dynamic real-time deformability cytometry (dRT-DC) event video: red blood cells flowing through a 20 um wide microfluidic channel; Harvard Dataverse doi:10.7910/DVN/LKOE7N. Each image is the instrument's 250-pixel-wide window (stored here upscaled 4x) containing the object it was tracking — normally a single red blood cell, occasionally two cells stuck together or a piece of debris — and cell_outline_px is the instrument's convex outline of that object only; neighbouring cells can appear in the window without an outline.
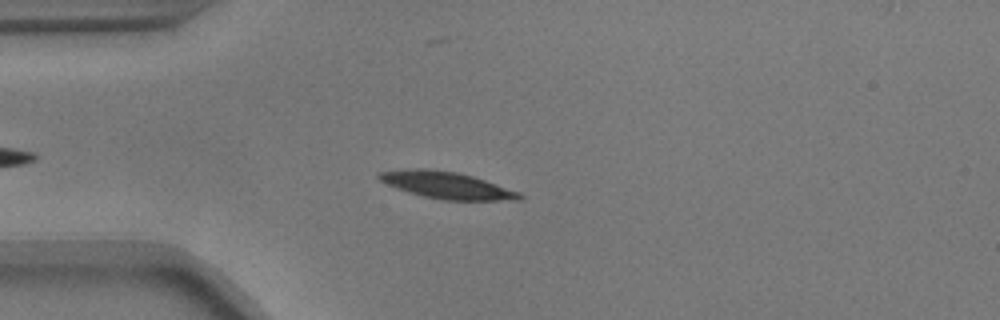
{"species": "common noctule bat (a hibernating species)", "species_latin": "Nyctalus noctula", "temperature_condition": "warm", "stored_images_in_passage": 37, "camera_frame_rate_fps": 3000, "um_per_image_px": 0.085, "animal": {"sex": "male", "body_mass_g": 17.9}, "frame": {"image": 1, "passage_image": 8, "time_ms": 2.333, "image_size_px": [1000, 320], "cell_outline_px": [[524, 196], [520, 200], [440, 200], [408, 192], [388, 184], [380, 180], [376, 176], [376, 172], [408, 168], [428, 168], [456, 172], [472, 176], [520, 192]], "centroid_in_image_um": [37.94, 15.73], "position_along_channel_um": 47.1, "area_um2": 21.96}}
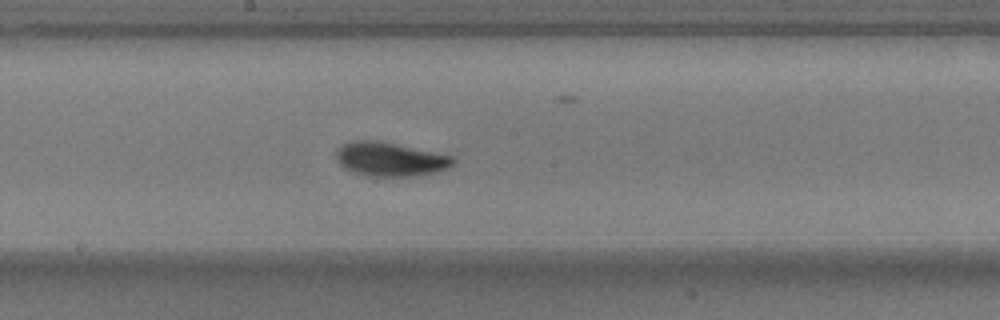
{"frame": {"image": 2, "passage_image": 23, "time_ms": 7.333, "image_size_px": [1000, 320], "cell_outline_px": [[456, 160], [448, 168], [436, 172], [416, 176], [368, 176], [344, 168], [336, 160], [336, 152], [344, 144], [356, 140], [376, 140], [396, 144], [452, 156]], "centroid_in_image_um": [33.16, 13.54], "position_along_channel_um": 215.0, "area_um2": 22.83}}
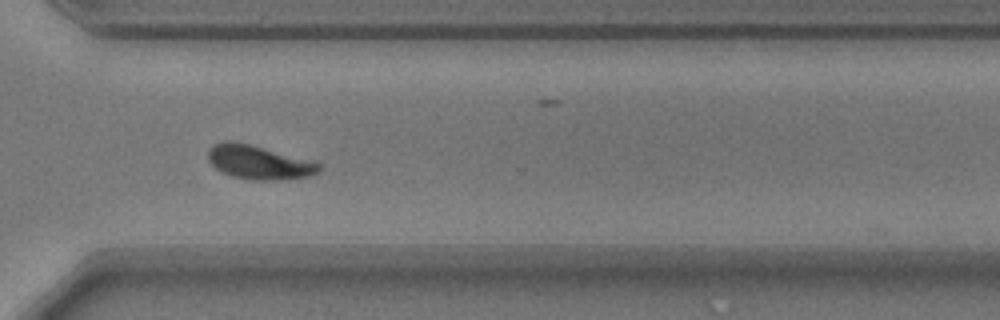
{"frame": {"image": 3, "passage_image": 34, "time_ms": 11.0, "image_size_px": [1000, 320], "cell_outline_px": [[320, 172], [312, 176], [280, 180], [252, 180], [232, 176], [220, 172], [208, 160], [208, 152], [212, 144], [224, 140], [228, 140], [248, 144], [320, 164]], "centroid_in_image_um": [21.94, 13.81], "position_along_channel_um": 348.7, "area_um2": 21.56}, "authors_computed_cell_mechanics": {"area_um2": 21.5594, "velocity_mm_per_s": 3.6504, "shape_relaxation_time_tau1_ms": 2.4625, "shape_relaxation_time_tau2_ms": 4.1216, "deformation_change_tau1": 0.1257, "deformation_change_tau2": 0.101}}